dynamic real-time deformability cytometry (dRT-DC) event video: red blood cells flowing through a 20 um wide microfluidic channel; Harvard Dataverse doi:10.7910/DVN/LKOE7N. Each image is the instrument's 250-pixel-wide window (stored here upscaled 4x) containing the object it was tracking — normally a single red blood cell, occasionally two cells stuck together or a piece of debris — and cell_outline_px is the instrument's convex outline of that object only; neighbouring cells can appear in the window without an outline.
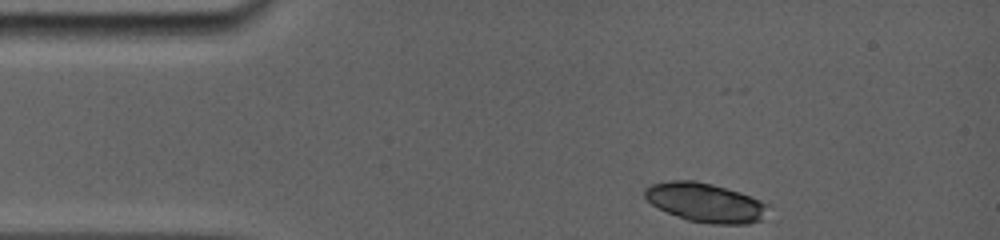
{"species": "common noctule bat (a hibernating species)", "species_latin": "Nyctalus noctula", "temperature_condition": "room temperature", "stored_images_in_passage": 10, "camera_frame_rate_fps": 5000, "um_per_image_px": 0.085, "animal": {"sex": "female", "body_mass_g": 19.0, "forearm_length_mm": 56.7}, "frame": {"image": 1, "passage_image": 1, "time_ms": 0.0, "image_size_px": [1000, 240], "cell_outline_px": [[764, 204], [760, 220], [748, 224], [712, 224], [688, 220], [668, 212], [652, 204], [644, 196], [644, 188], [652, 184], [668, 180], [696, 180], [712, 184], [740, 192], [760, 200]], "centroid_in_image_um": [59.87, 17.19], "position_along_channel_um": 25.1, "area_um2": 27.51}}